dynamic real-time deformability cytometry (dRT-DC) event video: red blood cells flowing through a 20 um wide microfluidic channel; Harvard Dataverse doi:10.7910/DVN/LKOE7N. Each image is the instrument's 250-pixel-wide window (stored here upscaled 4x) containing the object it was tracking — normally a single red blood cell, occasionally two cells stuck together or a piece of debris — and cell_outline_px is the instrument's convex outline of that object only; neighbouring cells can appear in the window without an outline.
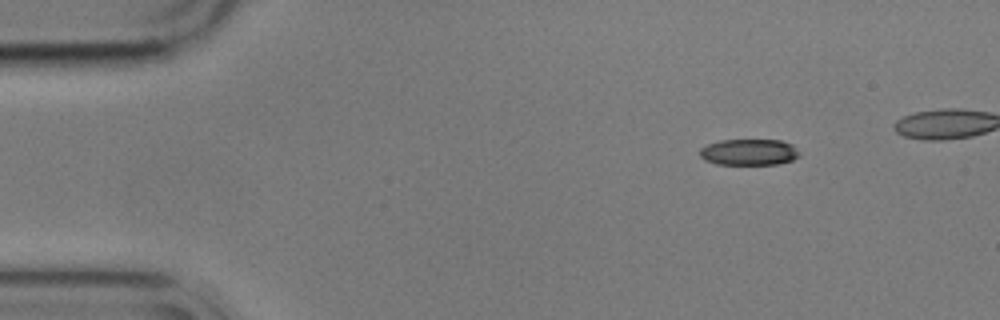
{"species": "common noctule bat (a hibernating species)", "species_latin": "Nyctalus noctula", "temperature_condition": "cold", "stored_images_in_passage": 44, "camera_frame_rate_fps": 3000, "um_per_image_px": 0.085, "animal": {"sex": "male", "body_mass_g": 17.9}, "frame": {"image": 1, "passage_image": 1, "time_ms": 0.0, "image_size_px": [1000, 320], "cell_outline_px": [[800, 156], [792, 160], [776, 164], [716, 164], [704, 160], [700, 156], [700, 148], [708, 144], [720, 140], [780, 140], [792, 144]], "centroid_in_image_um": [63.64, 12.93], "position_along_channel_um": 21.4, "area_um2": 15.14}}
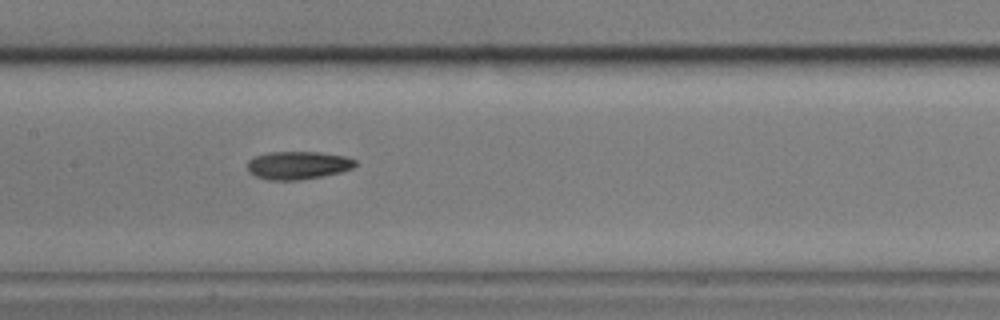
{"frame": {"image": 2, "passage_image": 21, "time_ms": 6.667, "image_size_px": [1000, 320], "cell_outline_px": [[356, 164], [352, 168], [340, 172], [300, 180], [268, 180], [256, 176], [248, 172], [248, 160], [252, 156], [268, 152], [320, 152], [344, 156], [356, 160]], "centroid_in_image_um": [25.28, 14.04], "position_along_channel_um": 182.1, "area_um2": 17.63}}
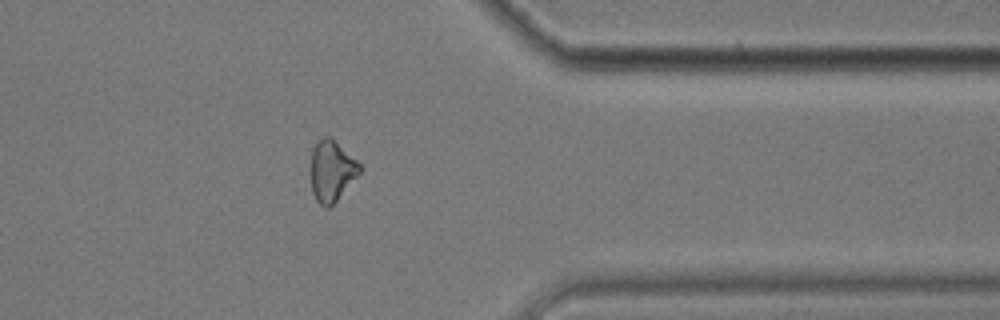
{"frame": {"image": 3, "passage_image": 39, "time_ms": 12.667, "image_size_px": [1000, 320], "cell_outline_px": [[360, 172], [336, 200], [328, 208], [324, 208], [316, 200], [312, 192], [308, 172], [312, 148], [324, 136], [328, 136], [356, 160], [360, 164]], "centroid_in_image_um": [28.11, 14.55], "position_along_channel_um": 383.3, "area_um2": 17.28}, "authors_computed_cell_mechanics": {"area_um2": 17.4845, "velocity_mm_per_s": 3.5595, "shape_relaxation_time_tau1_ms": 5.4999, "shape_relaxation_time_tau2_ms": null, "deformation_change_tau1": 0.149, "deformation_change_tau2": null}}